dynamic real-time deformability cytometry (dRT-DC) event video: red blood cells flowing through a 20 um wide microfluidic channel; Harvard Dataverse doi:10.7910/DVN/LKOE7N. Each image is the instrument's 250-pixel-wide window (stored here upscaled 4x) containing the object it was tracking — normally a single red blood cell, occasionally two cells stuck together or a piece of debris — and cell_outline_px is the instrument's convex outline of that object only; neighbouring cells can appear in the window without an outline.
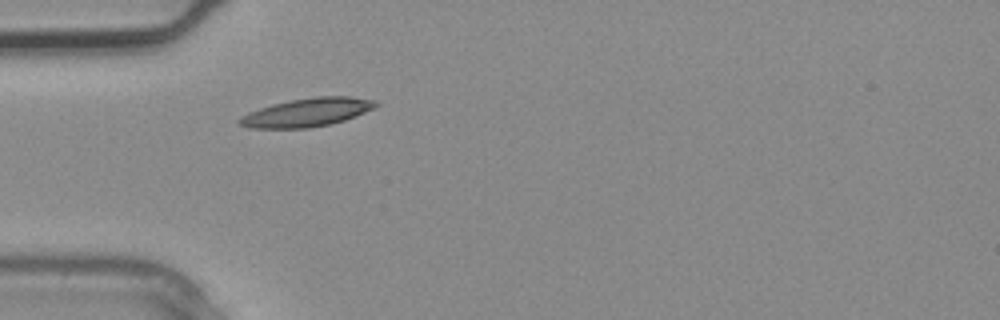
{"species": "common noctule bat (a hibernating species)", "species_latin": "Nyctalus noctula", "temperature_condition": "warm", "stored_images_in_passage": 2, "camera_frame_rate_fps": 3000, "um_per_image_px": 0.085, "animal": {"sex": "male", "body_mass_g": 20.4}, "frame": {"image": 1, "passage_image": 2, "time_ms": 0.333, "image_size_px": [1000, 320], "cell_outline_px": [[380, 104], [356, 116], [332, 124], [308, 128], [248, 128], [240, 124], [236, 120], [240, 116], [248, 112], [272, 104], [292, 100], [316, 96], [352, 96], [376, 100]], "centroid_in_image_um": [26.09, 9.55], "position_along_channel_um": 58.9, "area_um2": 22.66}}